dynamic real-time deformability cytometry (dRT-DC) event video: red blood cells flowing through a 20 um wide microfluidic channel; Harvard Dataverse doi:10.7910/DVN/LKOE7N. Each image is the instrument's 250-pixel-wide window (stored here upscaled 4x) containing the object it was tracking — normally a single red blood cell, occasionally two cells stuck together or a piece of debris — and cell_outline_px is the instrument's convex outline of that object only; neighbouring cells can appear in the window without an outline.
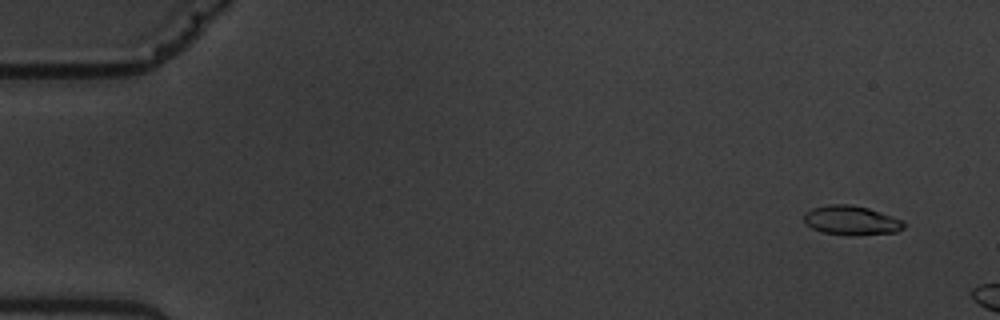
{"species": "common noctule bat (a hibernating species)", "species_latin": "Nyctalus noctula", "temperature_condition": "warm", "stored_images_in_passage": 3, "camera_frame_rate_fps": 3000, "um_per_image_px": 0.085, "animal": {"sex": "male", "body_mass_g": 19.5, "forearm_length_mm": 54.6}, "frame": {"image": 1, "passage_image": 1, "time_ms": 0.0, "image_size_px": [1000, 320], "cell_outline_px": [[904, 228], [896, 232], [856, 236], [852, 236], [820, 232], [804, 224], [804, 212], [812, 208], [828, 204], [852, 204], [868, 208], [904, 220]], "centroid_in_image_um": [72.34, 18.74], "position_along_channel_um": 12.7, "area_um2": 17.4}}